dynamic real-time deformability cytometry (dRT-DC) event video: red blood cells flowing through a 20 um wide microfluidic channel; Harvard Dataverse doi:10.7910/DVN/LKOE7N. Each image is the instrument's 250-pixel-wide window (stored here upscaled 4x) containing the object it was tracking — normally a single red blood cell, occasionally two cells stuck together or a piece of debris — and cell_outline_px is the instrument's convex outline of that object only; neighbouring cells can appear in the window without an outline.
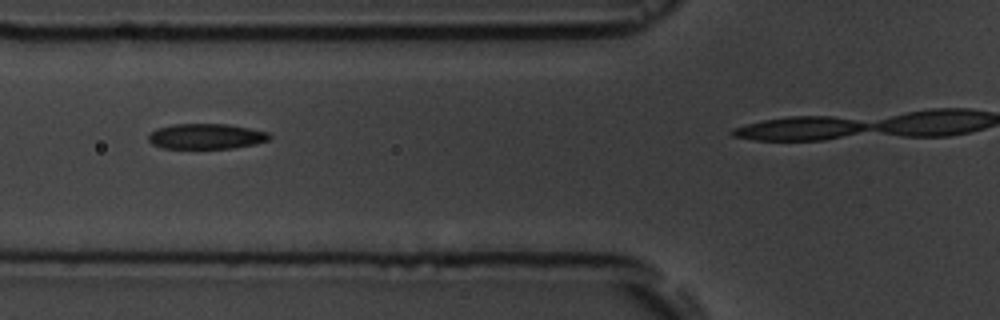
{"species": "common noctule bat (a hibernating species)", "species_latin": "Nyctalus noctula", "temperature_condition": "room temperature", "stored_images_in_passage": 5, "camera_frame_rate_fps": 3000, "um_per_image_px": 0.085, "animal": {"sex": "male", "body_mass_g": 19.5, "forearm_length_mm": 54.6}, "frame": {"image": 1, "passage_image": 4, "time_ms": 3.333, "image_size_px": [1000, 320], "cell_outline_px": [[272, 136], [268, 140], [256, 144], [232, 148], [164, 148], [152, 144], [148, 140], [148, 136], [156, 128], [172, 124], [228, 124], [268, 132]], "centroid_in_image_um": [17.52, 11.58], "position_along_channel_um": 108.3, "area_um2": 17.86}}